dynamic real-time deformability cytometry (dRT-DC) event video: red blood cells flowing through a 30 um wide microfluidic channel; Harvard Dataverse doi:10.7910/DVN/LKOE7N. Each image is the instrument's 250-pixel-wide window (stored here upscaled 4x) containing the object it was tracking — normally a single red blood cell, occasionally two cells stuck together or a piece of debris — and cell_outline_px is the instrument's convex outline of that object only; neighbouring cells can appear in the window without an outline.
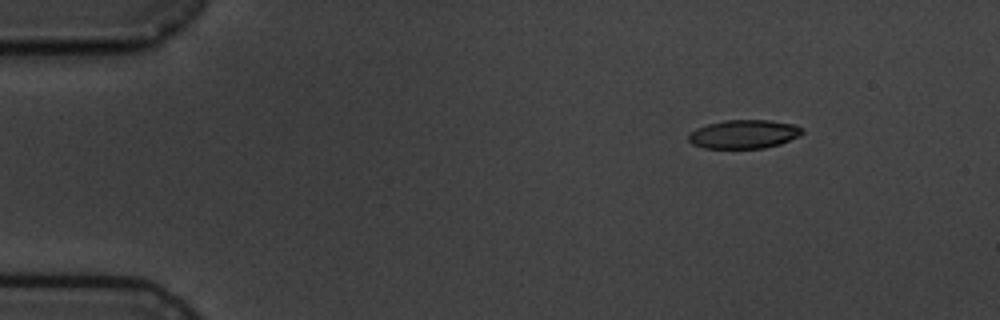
{"species": "common noctule bat (a hibernating species)", "species_latin": "Nyctalus noctula", "temperature_condition": "cold", "stored_images_in_passage": 9, "camera_frame_rate_fps": 3000, "um_per_image_px": 0.085, "animal": {"sex": "male", "body_mass_g": 19.5, "forearm_length_mm": 54.6}, "frame": {"image": 1, "passage_image": 2, "time_ms": 1.0, "image_size_px": [1000, 320], "cell_outline_px": [[804, 132], [800, 136], [780, 144], [764, 148], [704, 148], [692, 144], [688, 140], [688, 132], [696, 128], [708, 124], [724, 120], [768, 120], [796, 124], [804, 128]], "centroid_in_image_um": [63.25, 11.4], "position_along_channel_um": 21.8, "area_um2": 19.25}}
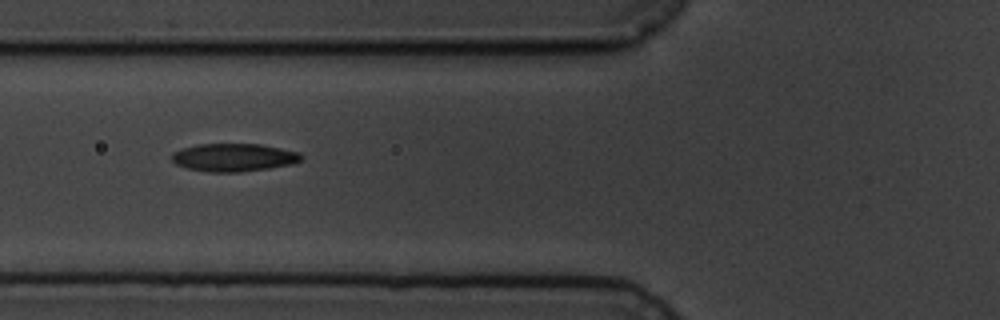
{"frame": {"image": 2, "passage_image": 6, "time_ms": 5.667, "image_size_px": [1000, 320], "cell_outline_px": [[304, 156], [300, 160], [292, 164], [268, 168], [240, 172], [208, 172], [188, 168], [176, 164], [172, 160], [172, 152], [184, 148], [200, 144], [260, 144], [300, 152]], "centroid_in_image_um": [19.89, 13.38], "position_along_channel_um": 105.9, "area_um2": 20.98}}
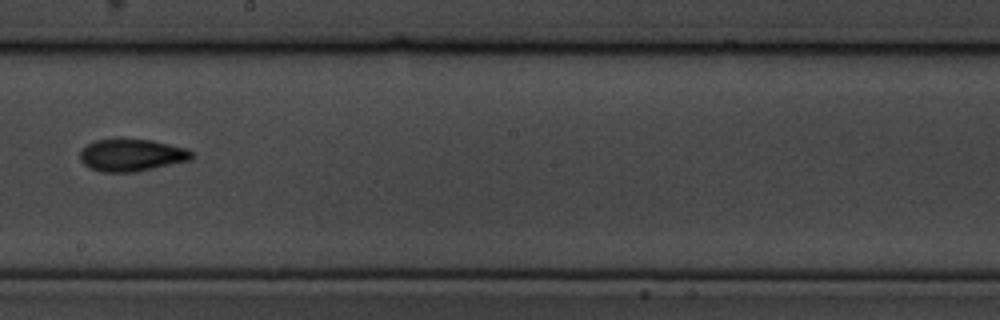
{"frame": {"image": 3, "passage_image": 9, "time_ms": 9.333, "image_size_px": [1000, 320], "cell_outline_px": [[192, 160], [136, 172], [100, 172], [88, 168], [80, 160], [80, 152], [88, 144], [96, 140], [152, 140], [188, 148], [192, 152]], "centroid_in_image_um": [11.21, 13.21], "position_along_channel_um": 237.0, "area_um2": 20.92}}